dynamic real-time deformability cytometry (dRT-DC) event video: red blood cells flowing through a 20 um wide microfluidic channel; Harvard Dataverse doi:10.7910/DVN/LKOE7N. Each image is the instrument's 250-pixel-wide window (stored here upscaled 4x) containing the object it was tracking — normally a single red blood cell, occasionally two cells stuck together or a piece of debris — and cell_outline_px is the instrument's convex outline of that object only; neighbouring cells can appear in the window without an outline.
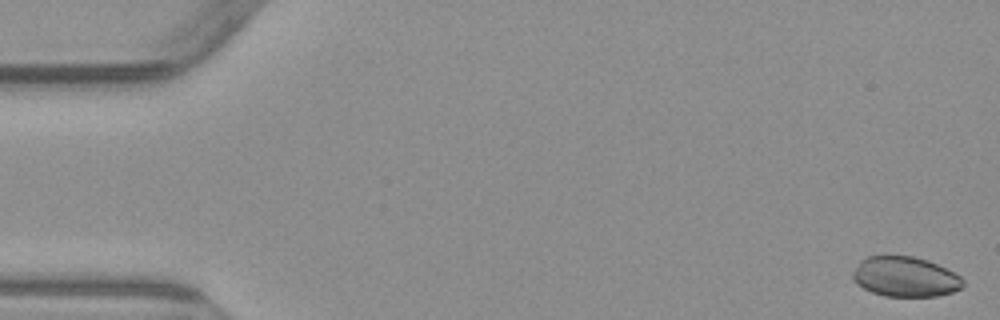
{"species": "common noctule bat (a hibernating species)", "species_latin": "Nyctalus noctula", "temperature_condition": "warm", "stored_images_in_passage": 5, "camera_frame_rate_fps": 3000, "um_per_image_px": 0.085, "animal": {"sex": "male", "body_mass_g": 23.1, "forearm_length_mm": 52.7}, "frame": {"image": 1, "passage_image": 1, "time_ms": 0.0, "image_size_px": [1000, 320], "cell_outline_px": [[964, 284], [960, 288], [952, 292], [936, 296], [884, 296], [872, 292], [856, 284], [852, 276], [852, 272], [860, 260], [868, 256], [912, 256], [928, 260], [960, 276], [964, 280]], "centroid_in_image_um": [76.91, 23.52], "position_along_channel_um": 8.1, "area_um2": 25.61}}
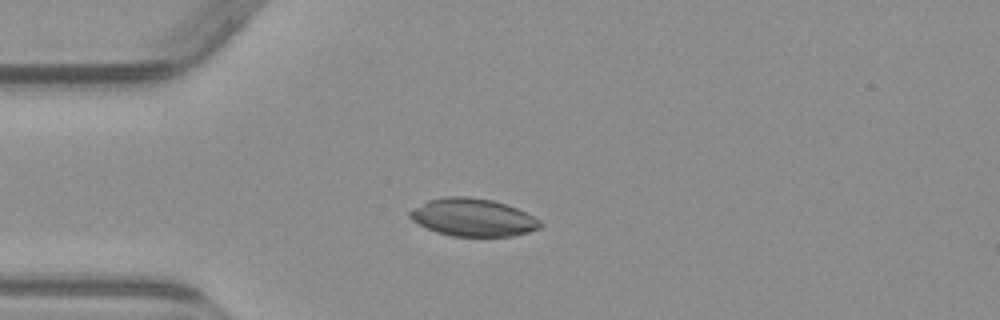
{"frame": {"image": 2, "passage_image": 4, "time_ms": 4.333, "image_size_px": [1000, 320], "cell_outline_px": [[544, 224], [540, 228], [528, 232], [512, 236], [452, 236], [436, 232], [412, 220], [408, 216], [408, 212], [428, 200], [444, 196], [468, 196], [492, 200], [516, 208], [540, 220]], "centroid_in_image_um": [40.2, 18.48], "position_along_channel_um": 44.8, "area_um2": 28.5}}
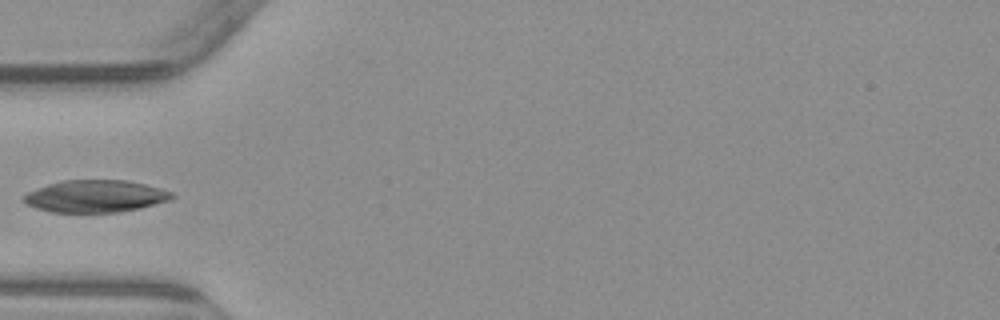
{"frame": {"image": 3, "passage_image": 5, "time_ms": 5.667, "image_size_px": [1000, 320], "cell_outline_px": [[176, 196], [168, 200], [140, 208], [116, 212], [52, 212], [36, 208], [28, 204], [20, 196], [28, 192], [48, 184], [64, 180], [124, 180], [144, 184], [160, 188], [172, 192]], "centroid_in_image_um": [8.09, 16.67], "position_along_channel_um": 76.9, "area_um2": 27.57}}